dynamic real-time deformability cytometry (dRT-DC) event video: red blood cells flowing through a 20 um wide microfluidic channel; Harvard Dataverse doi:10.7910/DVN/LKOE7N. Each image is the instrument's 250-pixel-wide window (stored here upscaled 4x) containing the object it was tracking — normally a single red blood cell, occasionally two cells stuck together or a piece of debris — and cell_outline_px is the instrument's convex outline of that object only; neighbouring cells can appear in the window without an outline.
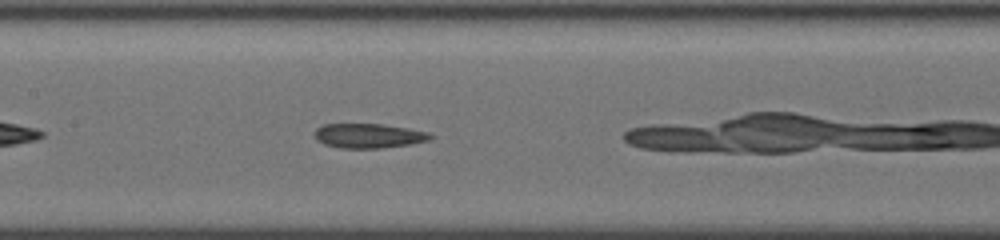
{"species": "common noctule bat (a hibernating species)", "species_latin": "Nyctalus noctula", "temperature_condition": "cold", "stored_images_in_passage": 39, "camera_frame_rate_fps": 3000, "um_per_image_px": 0.085, "animal": {"sex": "female", "body_mass_g": 19.5, "forearm_length_mm": 54.1}, "frame": {"image": 1, "passage_image": 12, "time_ms": 3.667, "image_size_px": [1000, 240], "cell_outline_px": [[436, 136], [432, 140], [412, 144], [384, 148], [340, 148], [324, 144], [316, 140], [312, 136], [316, 128], [324, 124], [384, 124], [408, 128], [428, 132]], "centroid_in_image_um": [31.36, 11.54], "position_along_channel_um": 176.0, "area_um2": 16.94}, "authors_computed_cell_mechanics": {"area_um2": 17.34, "velocity_mm_per_s": 3.8135, "shape_relaxation_time_tau1_ms": null, "shape_relaxation_time_tau2_ms": 4.4676, "deformation_change_tau1": null, "deformation_change_tau2": 0.1249}}